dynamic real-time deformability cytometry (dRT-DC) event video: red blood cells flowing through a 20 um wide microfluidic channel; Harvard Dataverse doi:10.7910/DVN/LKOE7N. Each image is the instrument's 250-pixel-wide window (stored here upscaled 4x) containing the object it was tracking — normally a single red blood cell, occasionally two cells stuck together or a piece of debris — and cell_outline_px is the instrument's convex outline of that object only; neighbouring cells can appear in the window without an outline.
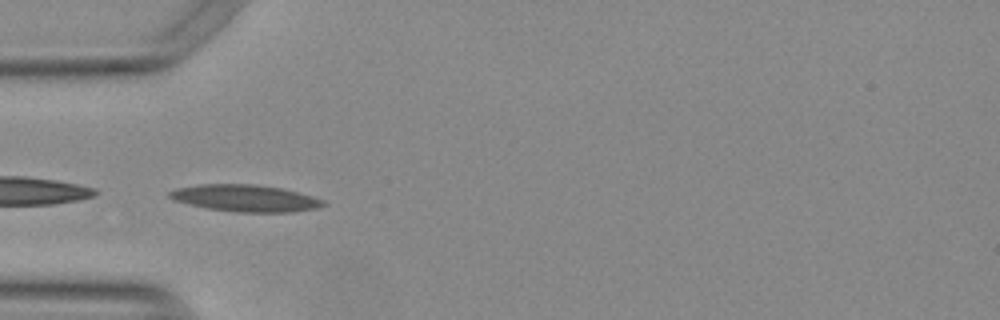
{"species": "Egyptian fruit bat (a non-hibernating species)", "species_latin": "Rousettus aegyptiacus", "temperature_condition": "warm", "stored_images_in_passage": 35, "camera_frame_rate_fps": 3000, "um_per_image_px": 0.085, "animal": {"sex": "female"}, "frame": {"image": 1, "passage_image": 1, "time_ms": 0.0, "image_size_px": [1000, 320], "cell_outline_px": [[328, 204], [316, 208], [292, 212], [236, 212], [204, 208], [172, 200], [168, 196], [168, 192], [176, 188], [200, 184], [252, 184], [280, 188], [312, 196], [324, 200]], "centroid_in_image_um": [20.81, 16.85], "position_along_channel_um": 64.2, "area_um2": 24.1}}
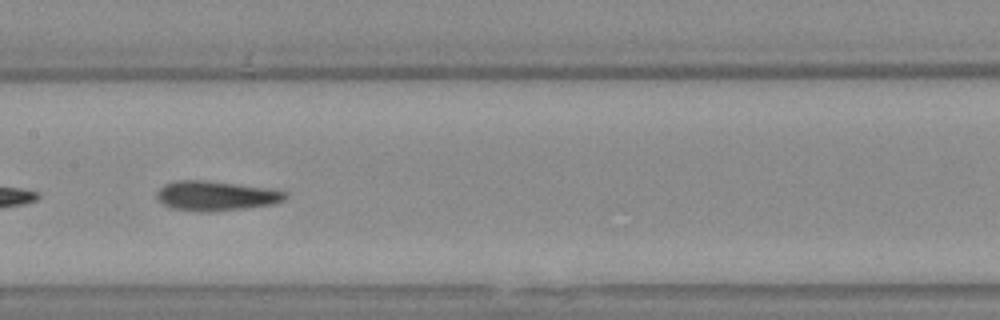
{"frame": {"image": 2, "passage_image": 11, "time_ms": 3.333, "image_size_px": [1000, 320], "cell_outline_px": [[288, 196], [284, 200], [272, 204], [244, 208], [208, 212], [200, 212], [172, 208], [156, 200], [156, 192], [164, 184], [176, 180], [204, 180], [268, 188], [288, 192]], "centroid_in_image_um": [18.32, 16.64], "position_along_channel_um": 189.1, "area_um2": 22.25}, "authors_computed_cell_mechanics": {"area_um2": 22.0218, "velocity_mm_per_s": 3.7875, "shape_relaxation_time_tau1_ms": 4.309, "shape_relaxation_time_tau2_ms": 1.9268, "deformation_change_tau1": 0.1741, "deformation_change_tau2": 0.1008}}